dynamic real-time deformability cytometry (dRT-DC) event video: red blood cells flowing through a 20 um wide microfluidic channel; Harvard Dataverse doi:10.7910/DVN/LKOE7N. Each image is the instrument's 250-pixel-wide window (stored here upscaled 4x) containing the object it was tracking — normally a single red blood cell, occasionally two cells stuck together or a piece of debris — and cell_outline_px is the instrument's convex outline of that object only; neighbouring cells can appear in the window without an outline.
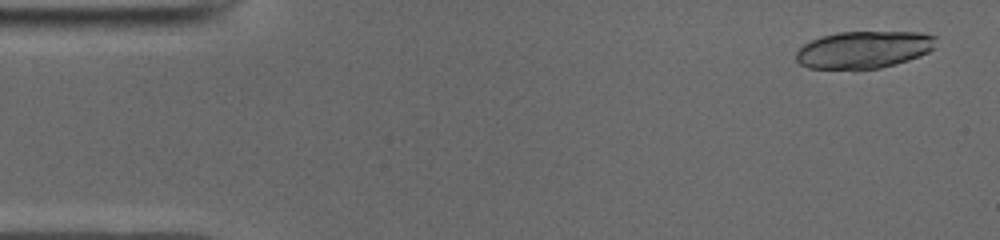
{"species": "common noctule bat (a hibernating species)", "species_latin": "Nyctalus noctula", "temperature_condition": "cold", "stored_images_in_passage": 49, "camera_frame_rate_fps": 3000, "um_per_image_px": 0.085, "animal": {"sex": "male", "body_mass_g": 19.0, "forearm_length_mm": 50.8}, "frame": {"image": 1, "passage_image": 2, "time_ms": 0.333, "image_size_px": [1000, 240], "cell_outline_px": [[936, 48], [920, 56], [908, 60], [880, 68], [808, 68], [800, 64], [796, 60], [796, 52], [804, 44], [812, 40], [824, 36], [840, 32], [920, 32], [936, 36]], "centroid_in_image_um": [73.47, 4.21], "position_along_channel_um": 11.5, "area_um2": 30.11}}
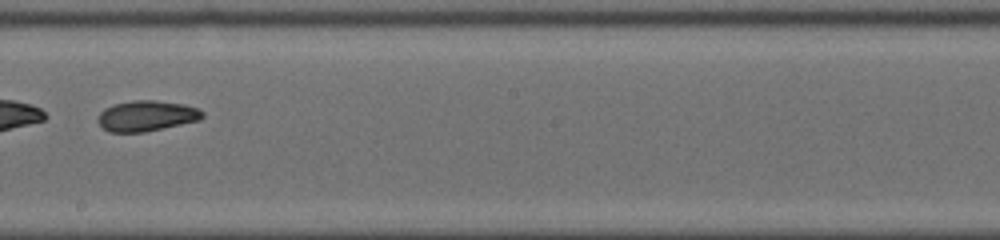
{"frame": {"image": 2, "passage_image": 28, "time_ms": 9.0, "image_size_px": [1000, 240], "cell_outline_px": [[204, 116], [200, 120], [144, 132], [108, 132], [96, 120], [100, 112], [104, 108], [112, 104], [132, 100], [156, 100], [184, 104], [200, 108], [204, 112]], "centroid_in_image_um": [12.46, 9.84], "position_along_channel_um": 235.7, "area_um2": 18.84}}
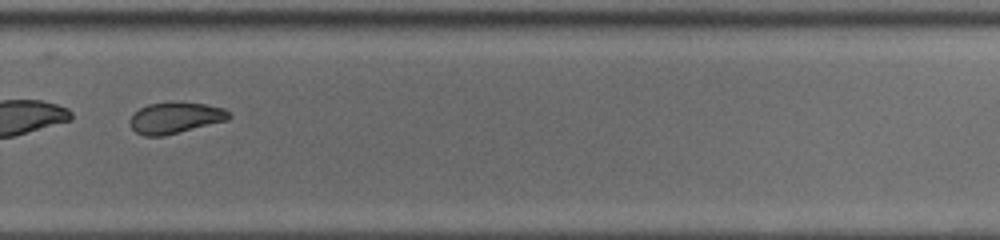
{"frame": {"image": 3, "passage_image": 34, "time_ms": 11.0, "image_size_px": [1000, 240], "cell_outline_px": [[232, 116], [228, 120], [164, 136], [144, 136], [136, 132], [132, 128], [128, 120], [140, 108], [148, 104], [204, 104], [224, 108]], "centroid_in_image_um": [14.9, 10.05], "position_along_channel_um": 314.9, "area_um2": 17.46}}